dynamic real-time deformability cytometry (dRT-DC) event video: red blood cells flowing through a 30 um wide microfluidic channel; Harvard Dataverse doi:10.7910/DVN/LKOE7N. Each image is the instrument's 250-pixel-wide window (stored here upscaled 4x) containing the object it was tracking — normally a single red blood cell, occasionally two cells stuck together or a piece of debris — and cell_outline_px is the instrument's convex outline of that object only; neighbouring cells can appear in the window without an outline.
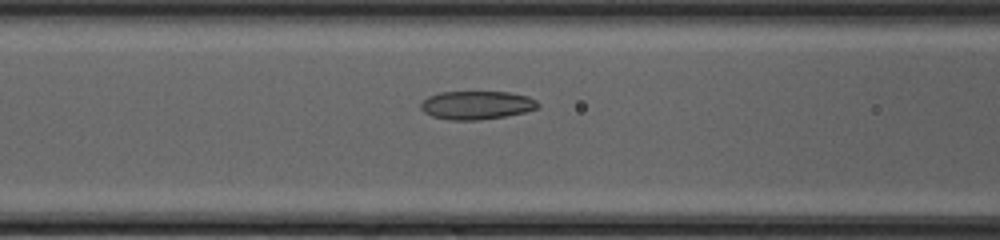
{"species": "common noctule bat (a hibernating species)", "species_latin": "Nyctalus noctula", "temperature_condition": "cold", "stored_images_in_passage": 45, "camera_frame_rate_fps": 3000, "um_per_image_px": 0.085, "animal": {"sex": "female", "body_mass_g": 20.0, "forearm_length_mm": 54.0}, "frame": {"image": 1, "passage_image": 17, "time_ms": 5.333, "image_size_px": [1000, 240], "cell_outline_px": [[540, 108], [524, 112], [504, 116], [480, 120], [452, 120], [432, 116], [424, 112], [420, 108], [420, 104], [428, 96], [440, 92], [508, 92], [528, 96], [536, 100], [540, 104]], "centroid_in_image_um": [40.53, 8.93], "position_along_channel_um": 126.1, "area_um2": 19.42}}
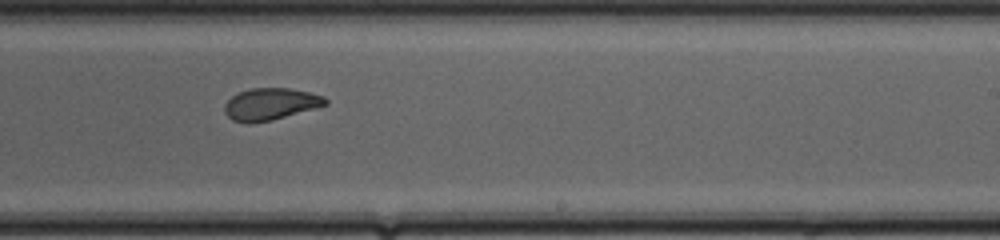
{"frame": {"image": 2, "passage_image": 27, "time_ms": 8.667, "image_size_px": [1000, 240], "cell_outline_px": [[328, 104], [272, 120], [248, 124], [232, 120], [224, 112], [224, 104], [232, 96], [240, 92], [252, 88], [288, 88], [308, 92], [324, 96], [328, 100]], "centroid_in_image_um": [22.97, 8.85], "position_along_channel_um": 266.0, "area_um2": 18.67}}
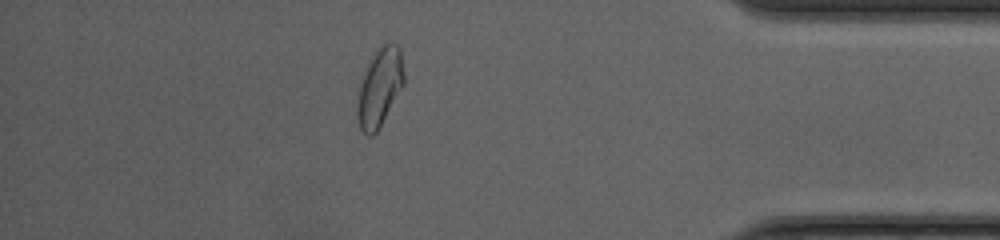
{"frame": {"image": 3, "passage_image": 39, "time_ms": 12.667, "image_size_px": [1000, 240], "cell_outline_px": [[404, 84], [376, 132], [372, 136], [368, 136], [360, 128], [356, 112], [356, 108], [360, 84], [368, 64], [376, 52], [384, 44], [396, 44], [400, 48], [404, 72]], "centroid_in_image_um": [32.27, 7.45], "position_along_channel_um": 402.9, "area_um2": 20.69}, "authors_computed_cell_mechanics": {"area_um2": 20.1722, "velocity_mm_per_s": 4.2017, "shape_relaxation_time_tau1_ms": 4.6851, "shape_relaxation_time_tau2_ms": 1.507, "deformation_change_tau1": 0.1488, "deformation_change_tau2": 0.0568}}